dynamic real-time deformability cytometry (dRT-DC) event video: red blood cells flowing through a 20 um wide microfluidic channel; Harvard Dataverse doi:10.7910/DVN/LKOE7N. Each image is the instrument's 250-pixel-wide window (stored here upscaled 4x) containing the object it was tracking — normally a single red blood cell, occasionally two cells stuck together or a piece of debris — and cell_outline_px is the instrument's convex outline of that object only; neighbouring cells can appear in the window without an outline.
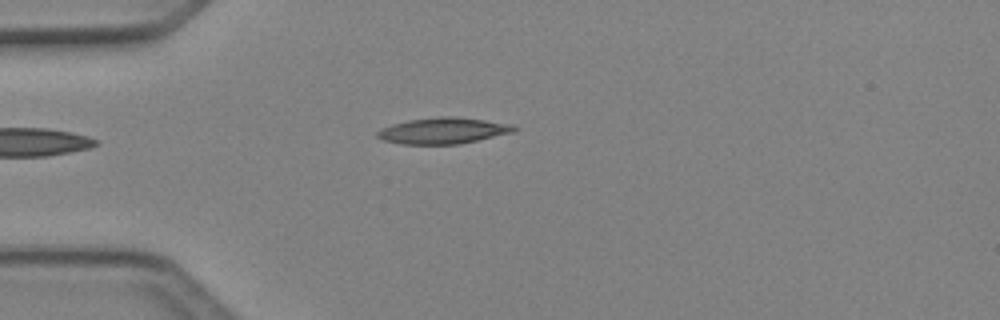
{"species": "Egyptian fruit bat (a non-hibernating species)", "species_latin": "Rousettus aegyptiacus", "temperature_condition": "cold", "stored_images_in_passage": 1, "camera_frame_rate_fps": 3000, "um_per_image_px": 0.085, "animal": {"sex": "female"}, "frame": {"image": 1, "passage_image": 1, "time_ms": 0.0, "image_size_px": [1000, 320], "cell_outline_px": [[516, 128], [512, 132], [460, 144], [404, 144], [384, 140], [376, 136], [376, 132], [380, 128], [392, 124], [408, 120], [440, 116], [452, 116], [484, 120], [508, 124]], "centroid_in_image_um": [37.59, 11.11], "position_along_channel_um": 47.4, "area_um2": 20.52}}